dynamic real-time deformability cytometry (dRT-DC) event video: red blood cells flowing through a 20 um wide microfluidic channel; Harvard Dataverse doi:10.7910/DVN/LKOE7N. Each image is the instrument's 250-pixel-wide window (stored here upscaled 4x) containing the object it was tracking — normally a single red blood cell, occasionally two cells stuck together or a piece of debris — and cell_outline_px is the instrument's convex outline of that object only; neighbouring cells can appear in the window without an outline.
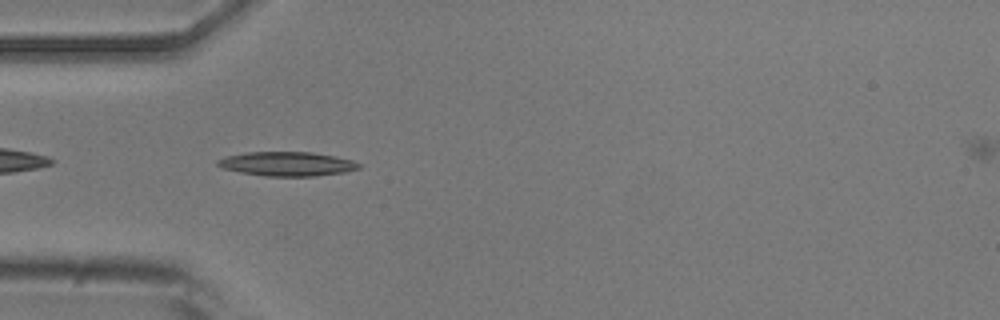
{"species": "common noctule bat (a hibernating species)", "species_latin": "Nyctalus noctula", "temperature_condition": "room temperature", "stored_images_in_passage": 4, "camera_frame_rate_fps": 3000, "um_per_image_px": 0.085, "animal": {"sex": "male", "body_mass_g": 20.5, "forearm_length_mm": 52.5}, "frame": {"image": 1, "passage_image": 3, "time_ms": 3.0, "image_size_px": [1000, 320], "cell_outline_px": [[360, 168], [344, 172], [312, 176], [264, 176], [240, 172], [224, 168], [216, 164], [216, 160], [224, 156], [248, 152], [312, 152], [336, 156], [352, 160], [360, 164]], "centroid_in_image_um": [24.38, 13.92], "position_along_channel_um": 60.6, "area_um2": 19.88}}
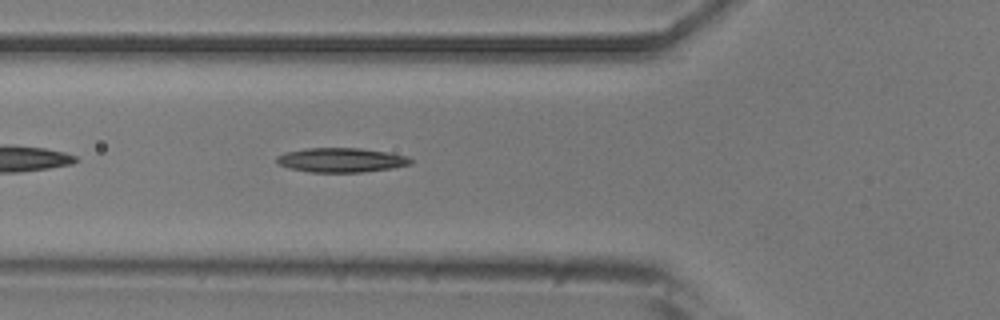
{"frame": {"image": 2, "passage_image": 4, "time_ms": 4.0, "image_size_px": [1000, 320], "cell_outline_px": [[412, 164], [392, 168], [360, 172], [312, 172], [288, 168], [280, 164], [276, 160], [276, 156], [284, 152], [304, 148], [360, 148], [388, 152], [408, 156], [412, 160]], "centroid_in_image_um": [29.0, 13.59], "position_along_channel_um": 96.8, "area_um2": 19.07}}